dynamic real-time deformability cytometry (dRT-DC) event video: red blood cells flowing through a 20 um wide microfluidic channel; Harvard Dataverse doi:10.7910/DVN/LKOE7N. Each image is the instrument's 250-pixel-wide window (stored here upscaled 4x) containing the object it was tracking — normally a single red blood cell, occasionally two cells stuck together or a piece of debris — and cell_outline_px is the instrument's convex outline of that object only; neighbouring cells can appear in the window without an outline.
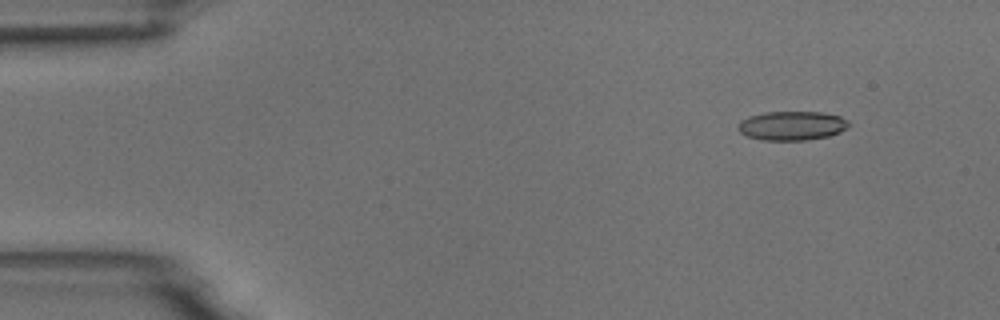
{"species": "common noctule bat (a hibernating species)", "species_latin": "Nyctalus noctula", "temperature_condition": "room temperature", "stored_images_in_passage": 5, "camera_frame_rate_fps": 3000, "um_per_image_px": 0.085, "animal": {"sex": "male", "body_mass_g": 18.8}, "frame": {"image": 1, "passage_image": 2, "time_ms": 1.333, "image_size_px": [1000, 320], "cell_outline_px": [[848, 128], [840, 132], [828, 136], [804, 140], [764, 140], [748, 136], [740, 132], [740, 120], [748, 116], [764, 112], [824, 112], [840, 116], [848, 120]], "centroid_in_image_um": [67.34, 10.67], "position_along_channel_um": 17.7, "area_um2": 18.67}}
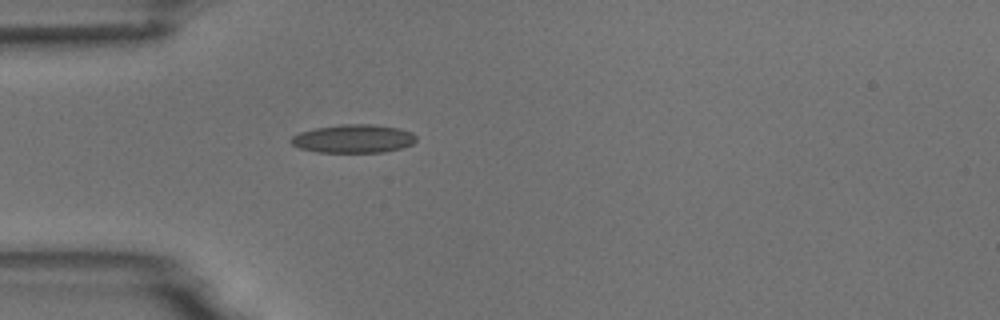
{"frame": {"image": 2, "passage_image": 5, "time_ms": 4.667, "image_size_px": [1000, 320], "cell_outline_px": [[416, 140], [412, 144], [400, 148], [384, 152], [320, 152], [300, 148], [292, 144], [288, 140], [292, 136], [300, 132], [316, 128], [340, 124], [372, 124], [400, 128], [412, 132], [416, 136]], "centroid_in_image_um": [30.05, 11.78], "position_along_channel_um": 55.0, "area_um2": 20.69}}